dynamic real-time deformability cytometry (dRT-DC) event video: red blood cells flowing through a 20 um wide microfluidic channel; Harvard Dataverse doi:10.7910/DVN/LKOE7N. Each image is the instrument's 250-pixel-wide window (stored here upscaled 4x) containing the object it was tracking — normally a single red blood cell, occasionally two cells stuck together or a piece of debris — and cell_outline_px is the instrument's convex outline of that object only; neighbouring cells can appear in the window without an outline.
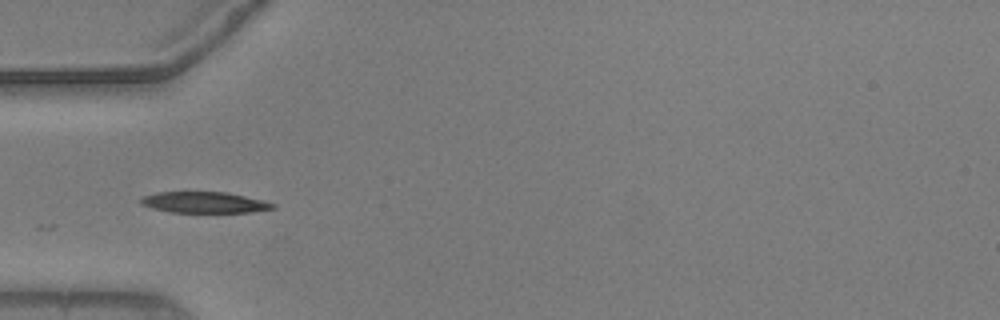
{"species": "common noctule bat (a hibernating species)", "species_latin": "Nyctalus noctula", "temperature_condition": "warm", "stored_images_in_passage": 35, "camera_frame_rate_fps": 3000, "um_per_image_px": 0.085, "animal": {"sex": "male", "body_mass_g": 20.5, "forearm_length_mm": 52.5}, "frame": {"image": 1, "passage_image": 1, "time_ms": 0.0, "image_size_px": [1000, 320], "cell_outline_px": [[276, 208], [248, 212], [168, 212], [152, 208], [140, 204], [140, 196], [156, 192], [228, 192], [276, 204]], "centroid_in_image_um": [17.3, 17.2], "position_along_channel_um": 67.7, "area_um2": 16.18}}
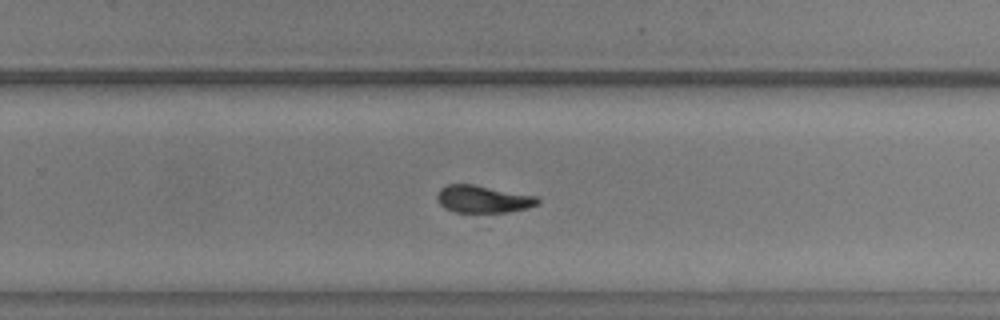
{"frame": {"image": 2, "passage_image": 19, "time_ms": 6.0, "image_size_px": [1000, 320], "cell_outline_px": [[540, 204], [528, 208], [508, 212], [456, 212], [444, 208], [436, 200], [436, 192], [440, 188], [448, 184], [476, 184], [536, 196], [540, 200]], "centroid_in_image_um": [41.04, 16.91], "position_along_channel_um": 288.8, "area_um2": 16.3}}
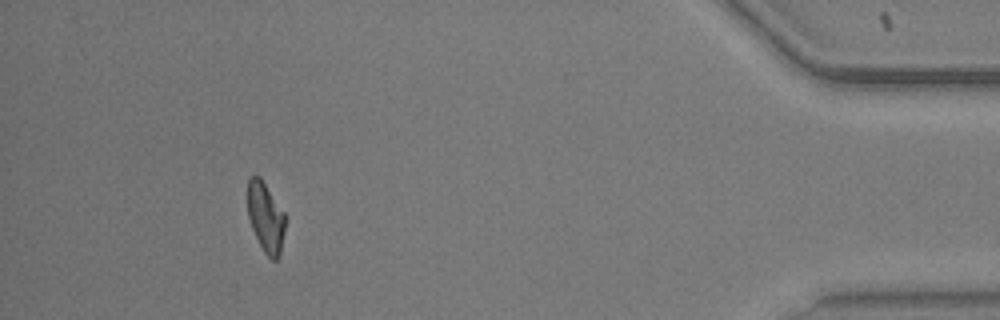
{"frame": {"image": 3, "passage_image": 34, "time_ms": 11.0, "image_size_px": [1000, 320], "cell_outline_px": [[284, 232], [280, 256], [276, 260], [272, 260], [264, 252], [252, 228], [248, 216], [248, 180], [252, 176], [260, 176], [284, 212]], "centroid_in_image_um": [22.58, 18.48], "position_along_channel_um": 412.6, "area_um2": 15.09}}